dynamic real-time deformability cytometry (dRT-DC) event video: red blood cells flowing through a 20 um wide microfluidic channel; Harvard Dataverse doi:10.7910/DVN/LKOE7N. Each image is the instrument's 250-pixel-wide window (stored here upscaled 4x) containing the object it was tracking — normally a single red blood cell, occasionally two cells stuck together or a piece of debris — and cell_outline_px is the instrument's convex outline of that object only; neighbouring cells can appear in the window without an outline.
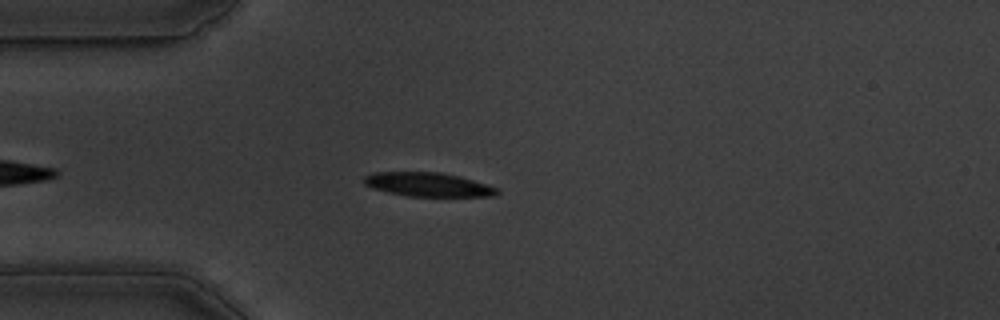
{"species": "common noctule bat (a hibernating species)", "species_latin": "Nyctalus noctula", "temperature_condition": "warm", "stored_images_in_passage": 46, "camera_frame_rate_fps": 3000, "um_per_image_px": 0.085, "animal": {"sex": "male", "body_mass_g": 19.5, "forearm_length_mm": 54.6}, "frame": {"image": 1, "passage_image": 8, "time_ms": 2.333, "image_size_px": [1000, 320], "cell_outline_px": [[500, 192], [496, 196], [408, 196], [388, 192], [372, 188], [364, 184], [364, 176], [372, 172], [440, 172], [460, 176], [488, 184], [500, 188]], "centroid_in_image_um": [36.42, 15.68], "position_along_channel_um": 48.6, "area_um2": 18.73}}
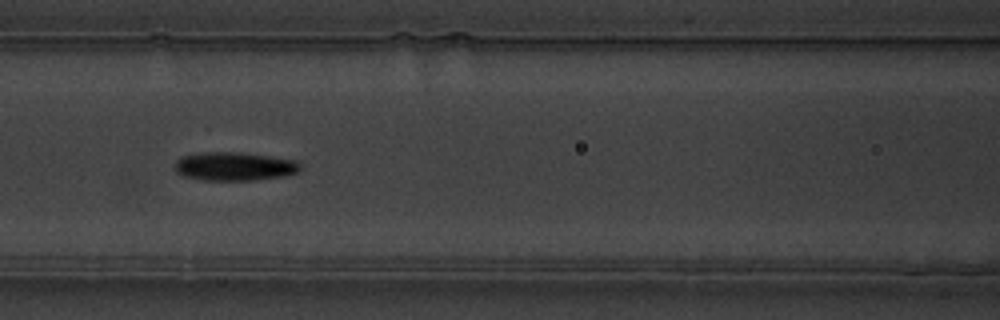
{"frame": {"image": 2, "passage_image": 17, "time_ms": 5.333, "image_size_px": [1000, 320], "cell_outline_px": [[300, 168], [296, 172], [284, 176], [252, 180], [204, 180], [184, 176], [176, 172], [176, 160], [180, 156], [208, 152], [232, 152], [268, 156], [296, 160], [300, 164]], "centroid_in_image_um": [19.9, 14.14], "position_along_channel_um": 146.7, "area_um2": 20.58}}
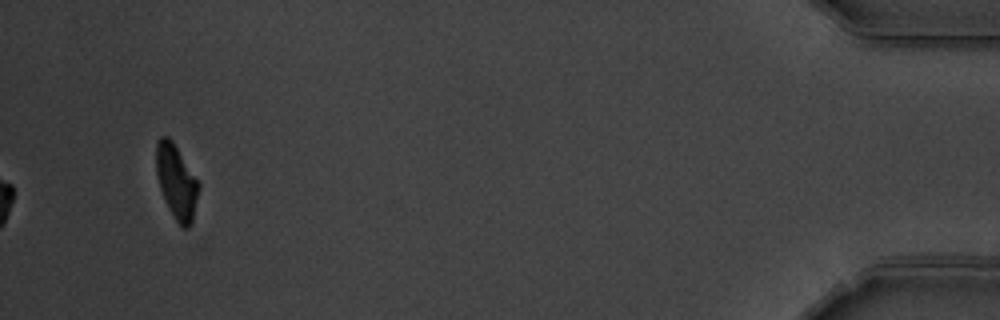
{"frame": {"image": 3, "passage_image": 46, "time_ms": 15.0, "image_size_px": [1000, 320], "cell_outline_px": [[200, 188], [192, 220], [188, 228], [184, 228], [176, 220], [160, 188], [156, 172], [156, 144], [160, 136], [168, 136], [172, 140], [200, 180]], "centroid_in_image_um": [15.03, 15.38], "position_along_channel_um": 420.2, "area_um2": 18.32}, "authors_computed_cell_mechanics": {"area_um2": 19.652, "velocity_mm_per_s": 3.6489, "shape_relaxation_time_tau1_ms": 3.6692, "shape_relaxation_time_tau2_ms": 6.4271, "deformation_change_tau1": 0.1543, "deformation_change_tau2": 0.1137}}